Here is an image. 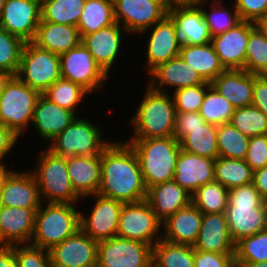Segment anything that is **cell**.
<instances>
[{"instance_id":"1","label":"cell","mask_w":267,"mask_h":267,"mask_svg":"<svg viewBox=\"0 0 267 267\" xmlns=\"http://www.w3.org/2000/svg\"><path fill=\"white\" fill-rule=\"evenodd\" d=\"M100 162L99 195L122 203L139 202L147 198L139 160L127 142H111L102 151Z\"/></svg>"},{"instance_id":"2","label":"cell","mask_w":267,"mask_h":267,"mask_svg":"<svg viewBox=\"0 0 267 267\" xmlns=\"http://www.w3.org/2000/svg\"><path fill=\"white\" fill-rule=\"evenodd\" d=\"M225 214L234 243L267 229V201L253 183L229 189Z\"/></svg>"},{"instance_id":"3","label":"cell","mask_w":267,"mask_h":267,"mask_svg":"<svg viewBox=\"0 0 267 267\" xmlns=\"http://www.w3.org/2000/svg\"><path fill=\"white\" fill-rule=\"evenodd\" d=\"M135 151L146 188L172 181L181 152L180 142L174 137L130 139L127 142Z\"/></svg>"},{"instance_id":"4","label":"cell","mask_w":267,"mask_h":267,"mask_svg":"<svg viewBox=\"0 0 267 267\" xmlns=\"http://www.w3.org/2000/svg\"><path fill=\"white\" fill-rule=\"evenodd\" d=\"M175 115L173 98L148 85L147 92L131 119L135 129L131 139L174 136Z\"/></svg>"},{"instance_id":"5","label":"cell","mask_w":267,"mask_h":267,"mask_svg":"<svg viewBox=\"0 0 267 267\" xmlns=\"http://www.w3.org/2000/svg\"><path fill=\"white\" fill-rule=\"evenodd\" d=\"M35 214L34 232L30 244L50 250L80 229V211L74 204L47 203Z\"/></svg>"},{"instance_id":"6","label":"cell","mask_w":267,"mask_h":267,"mask_svg":"<svg viewBox=\"0 0 267 267\" xmlns=\"http://www.w3.org/2000/svg\"><path fill=\"white\" fill-rule=\"evenodd\" d=\"M39 164L33 175L37 181L40 196L48 203L76 204L79 196L75 193L67 170V158L47 149L39 156Z\"/></svg>"},{"instance_id":"7","label":"cell","mask_w":267,"mask_h":267,"mask_svg":"<svg viewBox=\"0 0 267 267\" xmlns=\"http://www.w3.org/2000/svg\"><path fill=\"white\" fill-rule=\"evenodd\" d=\"M41 93L13 76L0 97V124L18 137L28 122H32L34 109Z\"/></svg>"},{"instance_id":"8","label":"cell","mask_w":267,"mask_h":267,"mask_svg":"<svg viewBox=\"0 0 267 267\" xmlns=\"http://www.w3.org/2000/svg\"><path fill=\"white\" fill-rule=\"evenodd\" d=\"M27 86L43 94L61 78L60 56L31 42H25L15 75Z\"/></svg>"},{"instance_id":"9","label":"cell","mask_w":267,"mask_h":267,"mask_svg":"<svg viewBox=\"0 0 267 267\" xmlns=\"http://www.w3.org/2000/svg\"><path fill=\"white\" fill-rule=\"evenodd\" d=\"M51 142L48 149L64 158L101 155L111 143L102 139L101 131L89 120L78 117Z\"/></svg>"},{"instance_id":"10","label":"cell","mask_w":267,"mask_h":267,"mask_svg":"<svg viewBox=\"0 0 267 267\" xmlns=\"http://www.w3.org/2000/svg\"><path fill=\"white\" fill-rule=\"evenodd\" d=\"M161 225L162 222L157 218L146 199L139 202L123 203L116 236L153 246L162 238L161 233L158 234Z\"/></svg>"},{"instance_id":"11","label":"cell","mask_w":267,"mask_h":267,"mask_svg":"<svg viewBox=\"0 0 267 267\" xmlns=\"http://www.w3.org/2000/svg\"><path fill=\"white\" fill-rule=\"evenodd\" d=\"M97 267H152V246L118 236L99 241Z\"/></svg>"},{"instance_id":"12","label":"cell","mask_w":267,"mask_h":267,"mask_svg":"<svg viewBox=\"0 0 267 267\" xmlns=\"http://www.w3.org/2000/svg\"><path fill=\"white\" fill-rule=\"evenodd\" d=\"M60 69L61 78L81 85L89 93L101 88L107 79V74L82 42L60 55Z\"/></svg>"},{"instance_id":"13","label":"cell","mask_w":267,"mask_h":267,"mask_svg":"<svg viewBox=\"0 0 267 267\" xmlns=\"http://www.w3.org/2000/svg\"><path fill=\"white\" fill-rule=\"evenodd\" d=\"M113 3L115 21L119 25L123 21V30L129 33L142 34L168 14L163 0H113Z\"/></svg>"},{"instance_id":"14","label":"cell","mask_w":267,"mask_h":267,"mask_svg":"<svg viewBox=\"0 0 267 267\" xmlns=\"http://www.w3.org/2000/svg\"><path fill=\"white\" fill-rule=\"evenodd\" d=\"M41 21V0H5L0 27L24 42L34 40Z\"/></svg>"},{"instance_id":"15","label":"cell","mask_w":267,"mask_h":267,"mask_svg":"<svg viewBox=\"0 0 267 267\" xmlns=\"http://www.w3.org/2000/svg\"><path fill=\"white\" fill-rule=\"evenodd\" d=\"M48 252L52 267H97L98 241L81 229Z\"/></svg>"},{"instance_id":"16","label":"cell","mask_w":267,"mask_h":267,"mask_svg":"<svg viewBox=\"0 0 267 267\" xmlns=\"http://www.w3.org/2000/svg\"><path fill=\"white\" fill-rule=\"evenodd\" d=\"M94 196L97 200L89 218H85L80 213V229L93 240L99 242L117 235L123 203L99 194Z\"/></svg>"},{"instance_id":"17","label":"cell","mask_w":267,"mask_h":267,"mask_svg":"<svg viewBox=\"0 0 267 267\" xmlns=\"http://www.w3.org/2000/svg\"><path fill=\"white\" fill-rule=\"evenodd\" d=\"M207 1L203 0L198 5L168 7V15L176 25L181 45H204L211 42L209 26L205 22L201 9Z\"/></svg>"},{"instance_id":"18","label":"cell","mask_w":267,"mask_h":267,"mask_svg":"<svg viewBox=\"0 0 267 267\" xmlns=\"http://www.w3.org/2000/svg\"><path fill=\"white\" fill-rule=\"evenodd\" d=\"M254 28L253 22L241 21L226 32L212 37L211 43L226 70L244 69L247 42Z\"/></svg>"},{"instance_id":"19","label":"cell","mask_w":267,"mask_h":267,"mask_svg":"<svg viewBox=\"0 0 267 267\" xmlns=\"http://www.w3.org/2000/svg\"><path fill=\"white\" fill-rule=\"evenodd\" d=\"M152 27V33L147 43L149 73L159 64L178 57L181 49L176 25L168 14Z\"/></svg>"},{"instance_id":"20","label":"cell","mask_w":267,"mask_h":267,"mask_svg":"<svg viewBox=\"0 0 267 267\" xmlns=\"http://www.w3.org/2000/svg\"><path fill=\"white\" fill-rule=\"evenodd\" d=\"M214 168L215 159L192 154L181 149L173 180L192 194L202 185L215 180Z\"/></svg>"},{"instance_id":"21","label":"cell","mask_w":267,"mask_h":267,"mask_svg":"<svg viewBox=\"0 0 267 267\" xmlns=\"http://www.w3.org/2000/svg\"><path fill=\"white\" fill-rule=\"evenodd\" d=\"M38 210L3 206L0 215V244L12 246L32 240Z\"/></svg>"},{"instance_id":"22","label":"cell","mask_w":267,"mask_h":267,"mask_svg":"<svg viewBox=\"0 0 267 267\" xmlns=\"http://www.w3.org/2000/svg\"><path fill=\"white\" fill-rule=\"evenodd\" d=\"M194 249L219 254H235L225 213L203 214L201 229Z\"/></svg>"},{"instance_id":"23","label":"cell","mask_w":267,"mask_h":267,"mask_svg":"<svg viewBox=\"0 0 267 267\" xmlns=\"http://www.w3.org/2000/svg\"><path fill=\"white\" fill-rule=\"evenodd\" d=\"M39 187L33 173L13 172L0 190L3 206L38 210L41 206Z\"/></svg>"},{"instance_id":"24","label":"cell","mask_w":267,"mask_h":267,"mask_svg":"<svg viewBox=\"0 0 267 267\" xmlns=\"http://www.w3.org/2000/svg\"><path fill=\"white\" fill-rule=\"evenodd\" d=\"M202 219L203 213L191 202L162 222L166 229L162 239L175 244L194 246L199 236Z\"/></svg>"},{"instance_id":"25","label":"cell","mask_w":267,"mask_h":267,"mask_svg":"<svg viewBox=\"0 0 267 267\" xmlns=\"http://www.w3.org/2000/svg\"><path fill=\"white\" fill-rule=\"evenodd\" d=\"M255 74L243 69H227L212 82L214 87L235 109L252 105Z\"/></svg>"},{"instance_id":"26","label":"cell","mask_w":267,"mask_h":267,"mask_svg":"<svg viewBox=\"0 0 267 267\" xmlns=\"http://www.w3.org/2000/svg\"><path fill=\"white\" fill-rule=\"evenodd\" d=\"M76 116L73 111L60 107L41 94L34 109L32 123L38 133L51 142L77 118Z\"/></svg>"},{"instance_id":"27","label":"cell","mask_w":267,"mask_h":267,"mask_svg":"<svg viewBox=\"0 0 267 267\" xmlns=\"http://www.w3.org/2000/svg\"><path fill=\"white\" fill-rule=\"evenodd\" d=\"M117 22L96 32L82 36V43L92 54L96 63L108 75L119 53L121 28Z\"/></svg>"},{"instance_id":"28","label":"cell","mask_w":267,"mask_h":267,"mask_svg":"<svg viewBox=\"0 0 267 267\" xmlns=\"http://www.w3.org/2000/svg\"><path fill=\"white\" fill-rule=\"evenodd\" d=\"M150 74L153 79L151 78L149 86L159 92H164L162 89L166 84L171 87L175 86L176 91L205 82L198 72L180 56L159 64Z\"/></svg>"},{"instance_id":"29","label":"cell","mask_w":267,"mask_h":267,"mask_svg":"<svg viewBox=\"0 0 267 267\" xmlns=\"http://www.w3.org/2000/svg\"><path fill=\"white\" fill-rule=\"evenodd\" d=\"M146 200L163 222L191 203V193L172 180L149 187Z\"/></svg>"},{"instance_id":"30","label":"cell","mask_w":267,"mask_h":267,"mask_svg":"<svg viewBox=\"0 0 267 267\" xmlns=\"http://www.w3.org/2000/svg\"><path fill=\"white\" fill-rule=\"evenodd\" d=\"M67 170L72 187L79 197L98 194L101 184L100 155L68 157Z\"/></svg>"},{"instance_id":"31","label":"cell","mask_w":267,"mask_h":267,"mask_svg":"<svg viewBox=\"0 0 267 267\" xmlns=\"http://www.w3.org/2000/svg\"><path fill=\"white\" fill-rule=\"evenodd\" d=\"M81 41L82 37L76 26L40 21L32 42L60 56L78 46Z\"/></svg>"},{"instance_id":"32","label":"cell","mask_w":267,"mask_h":267,"mask_svg":"<svg viewBox=\"0 0 267 267\" xmlns=\"http://www.w3.org/2000/svg\"><path fill=\"white\" fill-rule=\"evenodd\" d=\"M179 56L209 83L226 70L211 42L204 45H181Z\"/></svg>"},{"instance_id":"33","label":"cell","mask_w":267,"mask_h":267,"mask_svg":"<svg viewBox=\"0 0 267 267\" xmlns=\"http://www.w3.org/2000/svg\"><path fill=\"white\" fill-rule=\"evenodd\" d=\"M180 146L186 152L216 159L218 157L217 126L205 122L200 127L183 128Z\"/></svg>"},{"instance_id":"34","label":"cell","mask_w":267,"mask_h":267,"mask_svg":"<svg viewBox=\"0 0 267 267\" xmlns=\"http://www.w3.org/2000/svg\"><path fill=\"white\" fill-rule=\"evenodd\" d=\"M114 23L113 0H86L77 28L82 37Z\"/></svg>"},{"instance_id":"35","label":"cell","mask_w":267,"mask_h":267,"mask_svg":"<svg viewBox=\"0 0 267 267\" xmlns=\"http://www.w3.org/2000/svg\"><path fill=\"white\" fill-rule=\"evenodd\" d=\"M152 267H194V247L161 238L152 246Z\"/></svg>"},{"instance_id":"36","label":"cell","mask_w":267,"mask_h":267,"mask_svg":"<svg viewBox=\"0 0 267 267\" xmlns=\"http://www.w3.org/2000/svg\"><path fill=\"white\" fill-rule=\"evenodd\" d=\"M253 171L245 160L217 157L215 159L214 179L230 188L252 183Z\"/></svg>"},{"instance_id":"37","label":"cell","mask_w":267,"mask_h":267,"mask_svg":"<svg viewBox=\"0 0 267 267\" xmlns=\"http://www.w3.org/2000/svg\"><path fill=\"white\" fill-rule=\"evenodd\" d=\"M86 0H41V21L78 25Z\"/></svg>"},{"instance_id":"38","label":"cell","mask_w":267,"mask_h":267,"mask_svg":"<svg viewBox=\"0 0 267 267\" xmlns=\"http://www.w3.org/2000/svg\"><path fill=\"white\" fill-rule=\"evenodd\" d=\"M229 190L217 181L202 185L191 194V202L203 213H225Z\"/></svg>"},{"instance_id":"39","label":"cell","mask_w":267,"mask_h":267,"mask_svg":"<svg viewBox=\"0 0 267 267\" xmlns=\"http://www.w3.org/2000/svg\"><path fill=\"white\" fill-rule=\"evenodd\" d=\"M250 137L241 133L230 123L217 126L218 157L244 160Z\"/></svg>"},{"instance_id":"40","label":"cell","mask_w":267,"mask_h":267,"mask_svg":"<svg viewBox=\"0 0 267 267\" xmlns=\"http://www.w3.org/2000/svg\"><path fill=\"white\" fill-rule=\"evenodd\" d=\"M234 258L238 267H245L248 263L267 262V229L236 242Z\"/></svg>"},{"instance_id":"41","label":"cell","mask_w":267,"mask_h":267,"mask_svg":"<svg viewBox=\"0 0 267 267\" xmlns=\"http://www.w3.org/2000/svg\"><path fill=\"white\" fill-rule=\"evenodd\" d=\"M234 110L233 105L214 87L210 86L205 93L199 114L205 122L218 126L229 123Z\"/></svg>"},{"instance_id":"42","label":"cell","mask_w":267,"mask_h":267,"mask_svg":"<svg viewBox=\"0 0 267 267\" xmlns=\"http://www.w3.org/2000/svg\"><path fill=\"white\" fill-rule=\"evenodd\" d=\"M87 93L89 92L81 85L60 78L43 95L60 107L73 111L76 114V107Z\"/></svg>"},{"instance_id":"43","label":"cell","mask_w":267,"mask_h":267,"mask_svg":"<svg viewBox=\"0 0 267 267\" xmlns=\"http://www.w3.org/2000/svg\"><path fill=\"white\" fill-rule=\"evenodd\" d=\"M229 123L248 137L267 134V116L253 105L235 109Z\"/></svg>"},{"instance_id":"44","label":"cell","mask_w":267,"mask_h":267,"mask_svg":"<svg viewBox=\"0 0 267 267\" xmlns=\"http://www.w3.org/2000/svg\"><path fill=\"white\" fill-rule=\"evenodd\" d=\"M243 70L255 75H267V37L256 27L249 34Z\"/></svg>"},{"instance_id":"45","label":"cell","mask_w":267,"mask_h":267,"mask_svg":"<svg viewBox=\"0 0 267 267\" xmlns=\"http://www.w3.org/2000/svg\"><path fill=\"white\" fill-rule=\"evenodd\" d=\"M25 42L0 27V71L16 75Z\"/></svg>"},{"instance_id":"46","label":"cell","mask_w":267,"mask_h":267,"mask_svg":"<svg viewBox=\"0 0 267 267\" xmlns=\"http://www.w3.org/2000/svg\"><path fill=\"white\" fill-rule=\"evenodd\" d=\"M215 1L216 3L214 4H217L215 6H219V7H215L212 5L210 14L207 11H204V9L202 8V13H203L205 22L209 26V30H210L212 37L226 32L227 30L235 27L238 23L242 21L240 19L238 11L235 8V5L233 7L234 13H232L224 9L226 7H224L221 1L219 0H215Z\"/></svg>"},{"instance_id":"47","label":"cell","mask_w":267,"mask_h":267,"mask_svg":"<svg viewBox=\"0 0 267 267\" xmlns=\"http://www.w3.org/2000/svg\"><path fill=\"white\" fill-rule=\"evenodd\" d=\"M210 86L211 83L205 81L203 84L174 91L173 102L176 112H199L205 98L206 89Z\"/></svg>"},{"instance_id":"48","label":"cell","mask_w":267,"mask_h":267,"mask_svg":"<svg viewBox=\"0 0 267 267\" xmlns=\"http://www.w3.org/2000/svg\"><path fill=\"white\" fill-rule=\"evenodd\" d=\"M24 245L11 246L19 267H52L48 250L29 243Z\"/></svg>"},{"instance_id":"49","label":"cell","mask_w":267,"mask_h":267,"mask_svg":"<svg viewBox=\"0 0 267 267\" xmlns=\"http://www.w3.org/2000/svg\"><path fill=\"white\" fill-rule=\"evenodd\" d=\"M244 160L252 171L267 166V134L250 137Z\"/></svg>"},{"instance_id":"50","label":"cell","mask_w":267,"mask_h":267,"mask_svg":"<svg viewBox=\"0 0 267 267\" xmlns=\"http://www.w3.org/2000/svg\"><path fill=\"white\" fill-rule=\"evenodd\" d=\"M234 254H219L194 249V267H234Z\"/></svg>"},{"instance_id":"51","label":"cell","mask_w":267,"mask_h":267,"mask_svg":"<svg viewBox=\"0 0 267 267\" xmlns=\"http://www.w3.org/2000/svg\"><path fill=\"white\" fill-rule=\"evenodd\" d=\"M234 3L242 21L255 23L267 12V0H236Z\"/></svg>"},{"instance_id":"52","label":"cell","mask_w":267,"mask_h":267,"mask_svg":"<svg viewBox=\"0 0 267 267\" xmlns=\"http://www.w3.org/2000/svg\"><path fill=\"white\" fill-rule=\"evenodd\" d=\"M204 118L199 112H176L174 137L180 142L183 139V128H195L204 124Z\"/></svg>"},{"instance_id":"53","label":"cell","mask_w":267,"mask_h":267,"mask_svg":"<svg viewBox=\"0 0 267 267\" xmlns=\"http://www.w3.org/2000/svg\"><path fill=\"white\" fill-rule=\"evenodd\" d=\"M252 105L267 116V75H255Z\"/></svg>"},{"instance_id":"54","label":"cell","mask_w":267,"mask_h":267,"mask_svg":"<svg viewBox=\"0 0 267 267\" xmlns=\"http://www.w3.org/2000/svg\"><path fill=\"white\" fill-rule=\"evenodd\" d=\"M18 136L5 125L0 124V161L10 152Z\"/></svg>"},{"instance_id":"55","label":"cell","mask_w":267,"mask_h":267,"mask_svg":"<svg viewBox=\"0 0 267 267\" xmlns=\"http://www.w3.org/2000/svg\"><path fill=\"white\" fill-rule=\"evenodd\" d=\"M252 183L259 194L267 201V166L253 171Z\"/></svg>"},{"instance_id":"56","label":"cell","mask_w":267,"mask_h":267,"mask_svg":"<svg viewBox=\"0 0 267 267\" xmlns=\"http://www.w3.org/2000/svg\"><path fill=\"white\" fill-rule=\"evenodd\" d=\"M0 267H19L11 246H4L0 250Z\"/></svg>"},{"instance_id":"57","label":"cell","mask_w":267,"mask_h":267,"mask_svg":"<svg viewBox=\"0 0 267 267\" xmlns=\"http://www.w3.org/2000/svg\"><path fill=\"white\" fill-rule=\"evenodd\" d=\"M164 3L168 6H175V5H198L203 0H163Z\"/></svg>"},{"instance_id":"58","label":"cell","mask_w":267,"mask_h":267,"mask_svg":"<svg viewBox=\"0 0 267 267\" xmlns=\"http://www.w3.org/2000/svg\"><path fill=\"white\" fill-rule=\"evenodd\" d=\"M13 172L14 171L6 169L5 165L1 163L0 161V190L5 185V182L7 181V179L11 176Z\"/></svg>"},{"instance_id":"59","label":"cell","mask_w":267,"mask_h":267,"mask_svg":"<svg viewBox=\"0 0 267 267\" xmlns=\"http://www.w3.org/2000/svg\"><path fill=\"white\" fill-rule=\"evenodd\" d=\"M255 27L267 37V12L255 23Z\"/></svg>"},{"instance_id":"60","label":"cell","mask_w":267,"mask_h":267,"mask_svg":"<svg viewBox=\"0 0 267 267\" xmlns=\"http://www.w3.org/2000/svg\"><path fill=\"white\" fill-rule=\"evenodd\" d=\"M13 77L12 74L0 71V97L4 91L5 85L8 83V81Z\"/></svg>"},{"instance_id":"61","label":"cell","mask_w":267,"mask_h":267,"mask_svg":"<svg viewBox=\"0 0 267 267\" xmlns=\"http://www.w3.org/2000/svg\"><path fill=\"white\" fill-rule=\"evenodd\" d=\"M245 267H267V262L248 263Z\"/></svg>"},{"instance_id":"62","label":"cell","mask_w":267,"mask_h":267,"mask_svg":"<svg viewBox=\"0 0 267 267\" xmlns=\"http://www.w3.org/2000/svg\"><path fill=\"white\" fill-rule=\"evenodd\" d=\"M5 0H0V18L2 16V12L4 10Z\"/></svg>"},{"instance_id":"63","label":"cell","mask_w":267,"mask_h":267,"mask_svg":"<svg viewBox=\"0 0 267 267\" xmlns=\"http://www.w3.org/2000/svg\"><path fill=\"white\" fill-rule=\"evenodd\" d=\"M2 208H3V204H2V202L0 201V215H1Z\"/></svg>"}]
</instances>
